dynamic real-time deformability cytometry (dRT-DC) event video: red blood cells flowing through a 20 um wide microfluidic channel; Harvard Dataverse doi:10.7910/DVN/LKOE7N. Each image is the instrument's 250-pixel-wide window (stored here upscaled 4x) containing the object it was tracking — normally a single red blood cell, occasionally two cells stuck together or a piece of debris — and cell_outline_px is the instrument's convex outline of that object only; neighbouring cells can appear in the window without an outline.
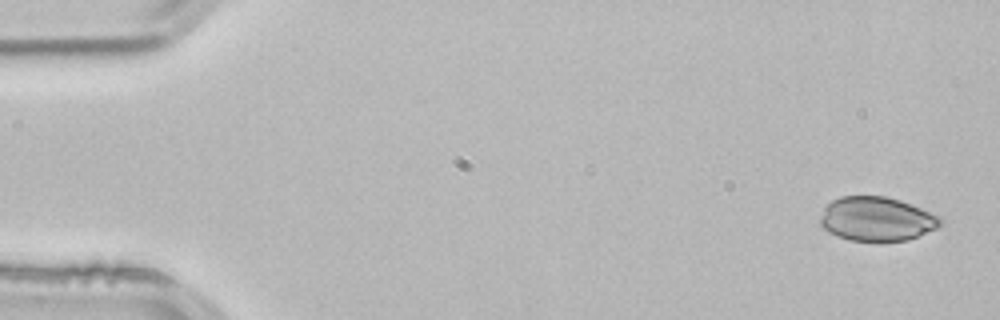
{"species": "common noctule bat (a hibernating species)", "species_latin": "Nyctalus noctula", "temperature_condition": "room temperature", "stored_images_in_passage": 4, "camera_frame_rate_fps": 3000, "um_per_image_px": 0.085, "animal": {"sex": "male", "body_mass_g": 21.5, "forearm_length_mm": 52.0}, "frame": {"image": 1, "passage_image": 1, "time_ms": 0.0, "image_size_px": [1000, 320], "cell_outline_px": [[944, 220], [936, 228], [908, 240], [852, 240], [836, 236], [828, 232], [820, 224], [820, 220], [824, 208], [832, 200], [840, 196], [884, 196], [900, 200], [940, 216]], "centroid_in_image_um": [74.51, 18.6], "position_along_channel_um": 10.5, "area_um2": 30.58}}